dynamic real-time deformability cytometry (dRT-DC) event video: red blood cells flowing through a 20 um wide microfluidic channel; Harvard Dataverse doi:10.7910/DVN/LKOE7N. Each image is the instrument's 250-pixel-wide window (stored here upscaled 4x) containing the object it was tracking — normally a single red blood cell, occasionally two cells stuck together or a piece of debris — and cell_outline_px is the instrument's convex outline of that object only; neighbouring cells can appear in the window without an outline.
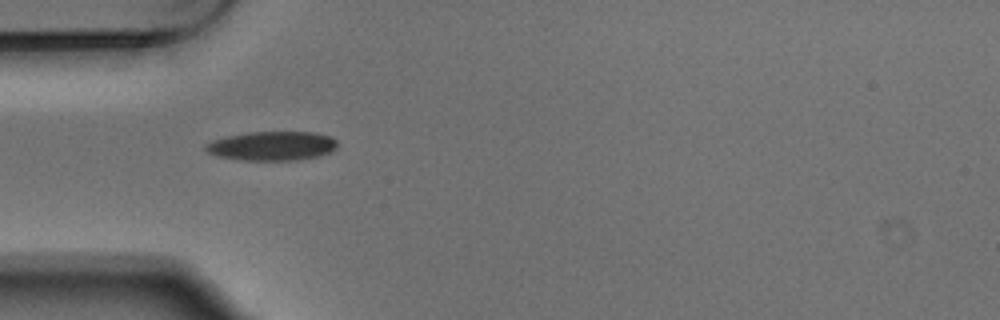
{"species": "Egyptian fruit bat (a non-hibernating species)", "species_latin": "Rousettus aegyptiacus", "temperature_condition": "warm", "stored_images_in_passage": 7, "camera_frame_rate_fps": 3000, "um_per_image_px": 0.085, "animal": {"sex": "male"}, "frame": {"image": 1, "passage_image": 5, "time_ms": 1.333, "image_size_px": [1000, 320], "cell_outline_px": [[336, 148], [332, 152], [320, 156], [296, 160], [240, 160], [216, 156], [208, 152], [204, 148], [208, 144], [216, 140], [228, 136], [248, 132], [316, 132], [332, 136], [336, 140]], "centroid_in_image_um": [23.19, 12.41], "position_along_channel_um": 61.8, "area_um2": 22.37}}
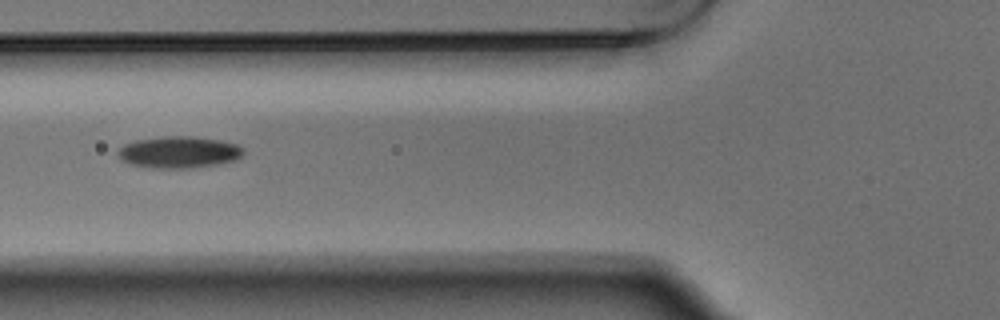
{"frame": {"image": 2, "passage_image": 6, "time_ms": 1.667, "image_size_px": [1000, 320], "cell_outline_px": [[244, 152], [236, 160], [220, 164], [192, 168], [152, 168], [132, 164], [120, 160], [116, 152], [124, 144], [136, 140], [168, 136], [192, 136], [220, 140], [236, 144], [244, 148]], "centroid_in_image_um": [15.21, 12.94], "position_along_channel_um": 110.6, "area_um2": 23.29}}
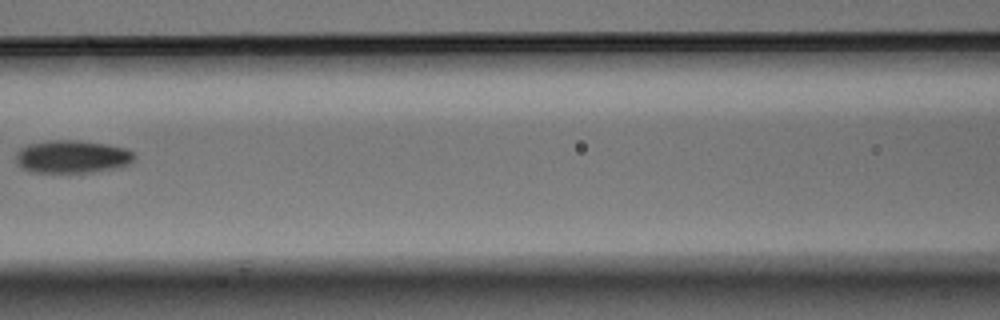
{"frame": {"image": 3, "passage_image": 7, "time_ms": 2.0, "image_size_px": [1000, 320], "cell_outline_px": [[136, 160], [120, 168], [92, 172], [32, 172], [16, 164], [16, 152], [20, 148], [28, 144], [52, 140], [76, 140], [104, 144], [124, 148], [132, 152], [136, 156]], "centroid_in_image_um": [6.14, 13.32], "position_along_channel_um": 160.5, "area_um2": 22.72}}